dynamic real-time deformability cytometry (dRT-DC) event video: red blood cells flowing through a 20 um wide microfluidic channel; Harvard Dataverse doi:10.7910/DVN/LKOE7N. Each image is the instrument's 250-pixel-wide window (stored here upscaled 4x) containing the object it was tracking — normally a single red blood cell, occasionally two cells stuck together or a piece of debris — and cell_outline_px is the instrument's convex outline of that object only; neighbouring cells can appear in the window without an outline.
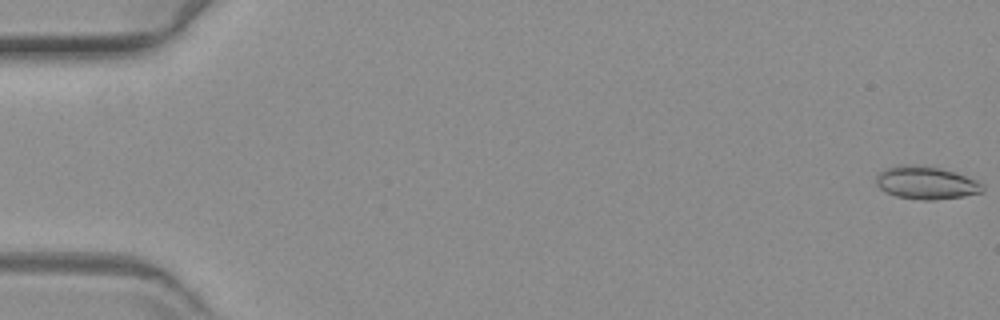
{"species": "common noctule bat (a hibernating species)", "species_latin": "Nyctalus noctula", "temperature_condition": "warm", "stored_images_in_passage": 60, "camera_frame_rate_fps": 3000, "um_per_image_px": 0.085, "animal": {"sex": "female", "body_mass_g": 19.3, "forearm_length_mm": 54.1}, "frame": {"image": 1, "passage_image": 1, "time_ms": 0.0, "image_size_px": [1000, 320], "cell_outline_px": [[984, 192], [964, 196], [936, 200], [920, 200], [896, 196], [880, 188], [876, 184], [876, 176], [880, 172], [888, 168], [904, 164], [940, 168], [976, 180], [984, 188]], "centroid_in_image_um": [78.72, 15.56], "position_along_channel_um": 6.3, "area_um2": 20.0}}
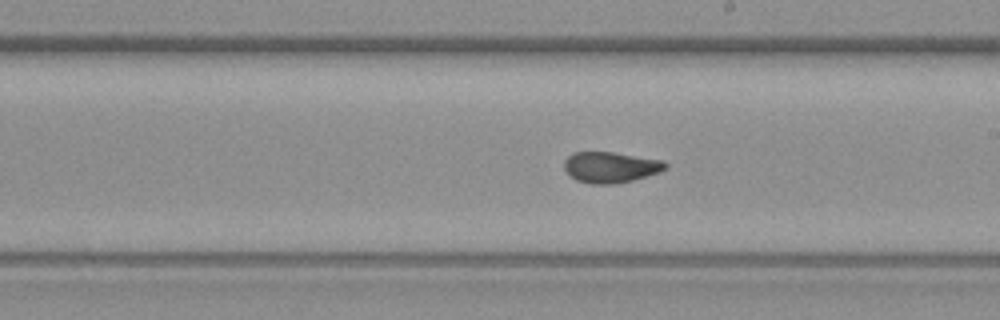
{"frame": {"image": 2, "passage_image": 35, "time_ms": 11.333, "image_size_px": [1000, 320], "cell_outline_px": [[668, 168], [660, 172], [648, 176], [616, 184], [592, 184], [576, 180], [568, 176], [564, 168], [564, 160], [572, 152], [612, 152], [664, 160], [668, 164]], "centroid_in_image_um": [51.9, 14.22], "position_along_channel_um": 237.1, "area_um2": 18.5}}
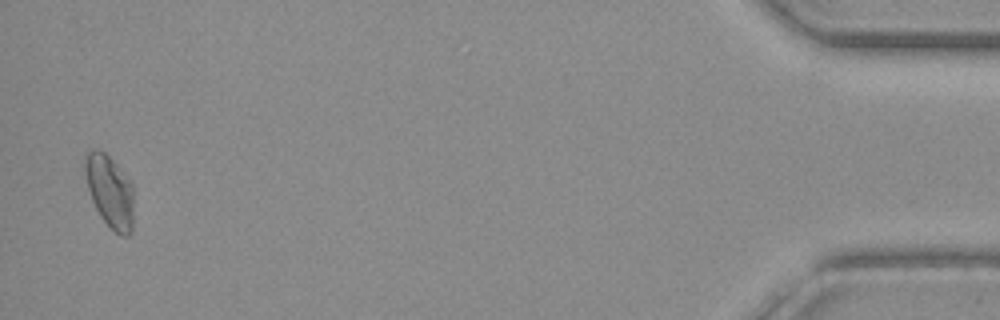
{"frame": {"image": 3, "passage_image": 59, "time_ms": 19.333, "image_size_px": [1000, 320], "cell_outline_px": [[132, 232], [128, 236], [120, 236], [100, 216], [92, 200], [84, 176], [84, 156], [92, 148], [96, 148], [104, 152], [132, 180]], "centroid_in_image_um": [9.32, 16.22], "position_along_channel_um": 425.9, "area_um2": 20.63}}